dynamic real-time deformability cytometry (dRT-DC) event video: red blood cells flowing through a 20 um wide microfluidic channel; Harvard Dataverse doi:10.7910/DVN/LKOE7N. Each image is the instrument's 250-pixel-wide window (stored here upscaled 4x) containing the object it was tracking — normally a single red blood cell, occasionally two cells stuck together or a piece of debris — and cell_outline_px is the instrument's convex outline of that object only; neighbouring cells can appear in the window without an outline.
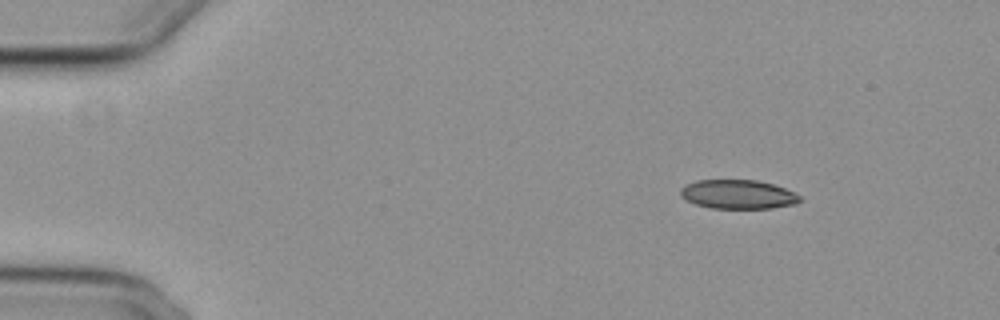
{"species": "common noctule bat (a hibernating species)", "species_latin": "Nyctalus noctula", "temperature_condition": "cold", "stored_images_in_passage": 44, "camera_frame_rate_fps": 3000, "um_per_image_px": 0.085, "animal": {"sex": "female", "body_mass_g": 29.2, "forearm_length_mm": 56.3}, "frame": {"image": 1, "passage_image": 1, "time_ms": 0.0, "image_size_px": [1000, 320], "cell_outline_px": [[800, 200], [796, 204], [772, 208], [712, 208], [696, 204], [684, 200], [680, 196], [680, 188], [684, 184], [696, 180], [756, 180], [772, 184], [784, 188], [800, 196]], "centroid_in_image_um": [62.67, 16.52], "position_along_channel_um": 22.3, "area_um2": 20.23}}
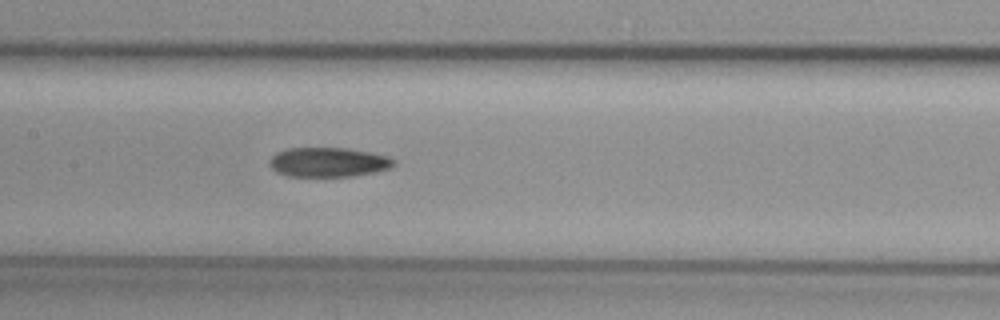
{"frame": {"image": 2, "passage_image": 21, "time_ms": 6.667, "image_size_px": [1000, 320], "cell_outline_px": [[392, 164], [388, 168], [376, 172], [352, 176], [288, 176], [276, 172], [272, 168], [272, 156], [276, 152], [288, 148], [348, 148], [388, 156], [392, 160]], "centroid_in_image_um": [27.88, 13.78], "position_along_channel_um": 179.5, "area_um2": 20.98}}
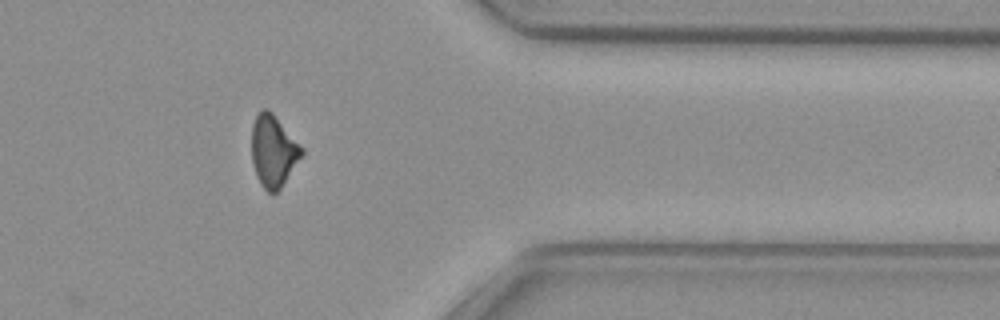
{"frame": {"image": 3, "passage_image": 39, "time_ms": 12.667, "image_size_px": [1000, 320], "cell_outline_px": [[304, 152], [280, 188], [272, 196], [260, 184], [256, 176], [252, 164], [252, 124], [256, 116], [264, 108], [268, 108], [272, 112], [304, 148]], "centroid_in_image_um": [23.22, 12.84], "position_along_channel_um": 388.2, "area_um2": 20.87}, "authors_computed_cell_mechanics": {"area_um2": 21.675, "velocity_mm_per_s": 3.7327, "shape_relaxation_time_tau1_ms": 8.5009, "shape_relaxation_time_tau2_ms": null, "deformation_change_tau1": 0.1712, "deformation_change_tau2": null}}